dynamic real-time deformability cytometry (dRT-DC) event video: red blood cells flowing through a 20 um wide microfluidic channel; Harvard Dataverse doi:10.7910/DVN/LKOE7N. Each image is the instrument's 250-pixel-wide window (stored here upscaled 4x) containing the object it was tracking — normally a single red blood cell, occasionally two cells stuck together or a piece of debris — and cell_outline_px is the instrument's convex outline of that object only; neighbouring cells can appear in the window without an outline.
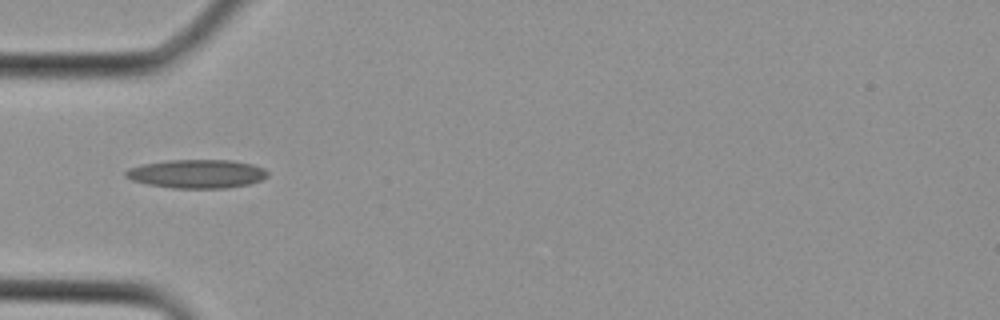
{"species": "Egyptian fruit bat (a non-hibernating species)", "species_latin": "Rousettus aegyptiacus", "temperature_condition": "cold", "stored_images_in_passage": 3, "camera_frame_rate_fps": 3000, "um_per_image_px": 0.085, "animal": {"sex": "female"}, "frame": {"image": 1, "passage_image": 3, "time_ms": 0.667, "image_size_px": [1000, 320], "cell_outline_px": [[268, 176], [260, 180], [248, 184], [224, 188], [172, 188], [148, 184], [132, 180], [124, 176], [124, 172], [128, 168], [140, 164], [168, 160], [228, 160], [252, 164], [264, 168], [268, 172]], "centroid_in_image_um": [16.7, 14.77], "position_along_channel_um": 68.3, "area_um2": 23.7}}